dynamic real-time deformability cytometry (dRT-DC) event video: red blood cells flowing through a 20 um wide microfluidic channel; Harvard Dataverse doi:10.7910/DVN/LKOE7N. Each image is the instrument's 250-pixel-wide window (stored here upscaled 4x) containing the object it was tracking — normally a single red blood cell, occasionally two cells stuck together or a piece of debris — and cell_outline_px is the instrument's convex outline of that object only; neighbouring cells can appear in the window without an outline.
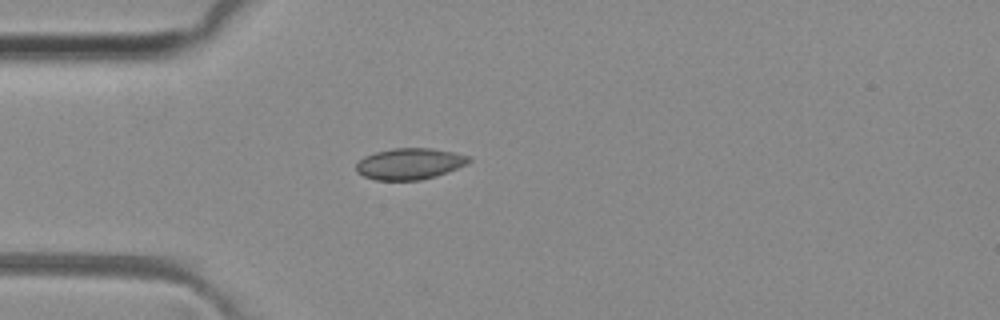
{"species": "common noctule bat (a hibernating species)", "species_latin": "Nyctalus noctula", "temperature_condition": "room temperature", "stored_images_in_passage": 38, "camera_frame_rate_fps": 3000, "um_per_image_px": 0.085, "animal": {"sex": "female", "body_mass_g": 29.2, "forearm_length_mm": 56.3}, "frame": {"image": 1, "passage_image": 1, "time_ms": 0.0, "image_size_px": [1000, 320], "cell_outline_px": [[472, 160], [456, 168], [436, 176], [420, 180], [376, 180], [364, 176], [356, 172], [356, 164], [364, 156], [376, 152], [392, 148], [432, 148], [472, 156]], "centroid_in_image_um": [34.8, 13.91], "position_along_channel_um": 50.2, "area_um2": 20.46}}
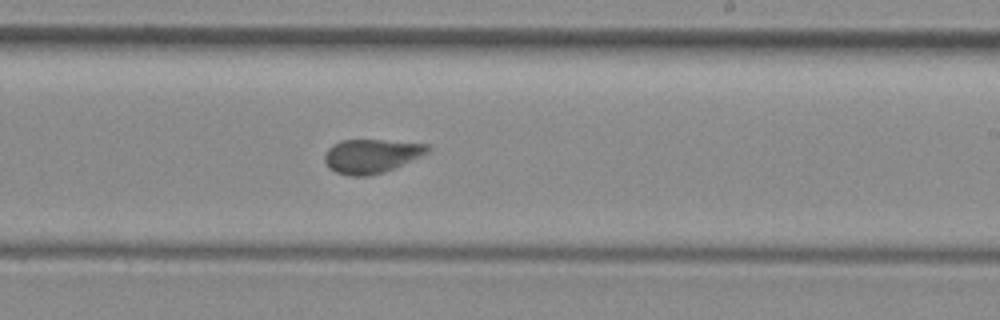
{"frame": {"image": 2, "passage_image": 17, "time_ms": 5.333, "image_size_px": [1000, 320], "cell_outline_px": [[432, 148], [428, 152], [396, 168], [384, 172], [368, 176], [348, 176], [336, 172], [328, 168], [324, 160], [324, 156], [328, 148], [332, 144], [340, 140], [384, 140], [428, 144]], "centroid_in_image_um": [31.55, 13.26], "position_along_channel_um": 257.5, "area_um2": 20.58}}
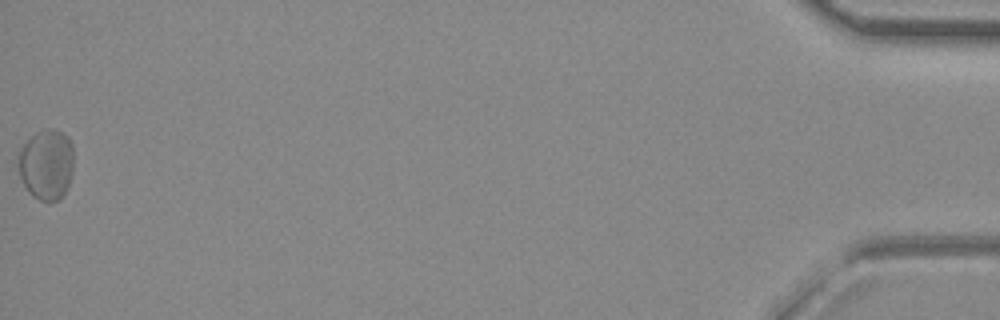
{"frame": {"image": 3, "passage_image": 38, "time_ms": 12.333, "image_size_px": [1000, 320], "cell_outline_px": [[72, 176], [60, 200], [40, 200], [32, 196], [28, 192], [20, 176], [16, 160], [20, 148], [36, 132], [48, 128], [56, 128], [68, 136], [72, 144]], "centroid_in_image_um": [3.93, 13.95], "position_along_channel_um": 431.3, "area_um2": 22.95}}